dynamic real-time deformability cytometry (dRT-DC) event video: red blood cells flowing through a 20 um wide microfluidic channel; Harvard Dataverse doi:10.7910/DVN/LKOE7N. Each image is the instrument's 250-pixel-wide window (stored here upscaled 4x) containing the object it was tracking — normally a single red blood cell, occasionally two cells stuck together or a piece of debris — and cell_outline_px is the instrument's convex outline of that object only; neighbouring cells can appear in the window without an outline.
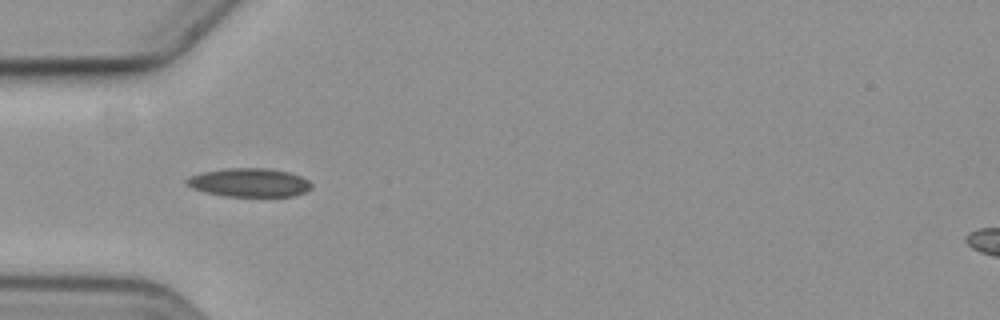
{"species": "common noctule bat (a hibernating species)", "species_latin": "Nyctalus noctula", "temperature_condition": "cold", "stored_images_in_passage": 6, "camera_frame_rate_fps": 3000, "um_per_image_px": 0.085, "animal": {"sex": "female", "body_mass_g": 19.3, "forearm_length_mm": 54.1}, "frame": {"image": 1, "passage_image": 5, "time_ms": 4.667, "image_size_px": [1000, 320], "cell_outline_px": [[312, 188], [304, 192], [292, 196], [224, 196], [204, 192], [192, 188], [184, 180], [188, 176], [200, 172], [224, 168], [268, 168], [288, 172], [300, 176], [308, 180], [312, 184]], "centroid_in_image_um": [21.15, 15.51], "position_along_channel_um": 63.8, "area_um2": 20.92}}
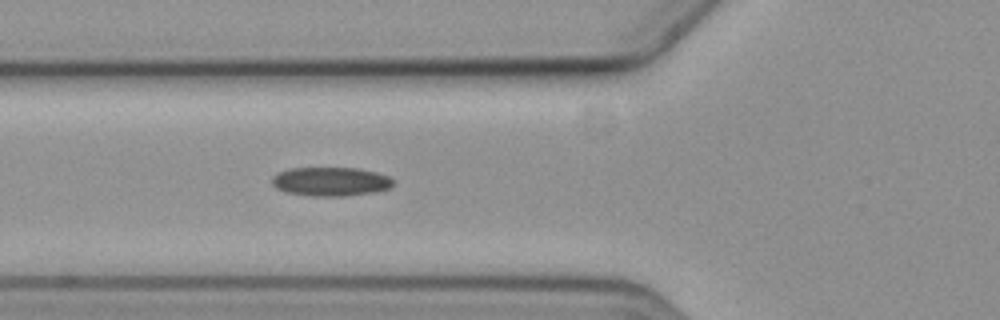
{"frame": {"image": 2, "passage_image": 6, "time_ms": 5.667, "image_size_px": [1000, 320], "cell_outline_px": [[392, 184], [388, 188], [372, 192], [348, 196], [312, 196], [284, 192], [276, 188], [272, 184], [272, 176], [288, 168], [356, 168], [376, 172], [388, 176], [392, 180]], "centroid_in_image_um": [28.05, 15.43], "position_along_channel_um": 97.7, "area_um2": 20.35}}